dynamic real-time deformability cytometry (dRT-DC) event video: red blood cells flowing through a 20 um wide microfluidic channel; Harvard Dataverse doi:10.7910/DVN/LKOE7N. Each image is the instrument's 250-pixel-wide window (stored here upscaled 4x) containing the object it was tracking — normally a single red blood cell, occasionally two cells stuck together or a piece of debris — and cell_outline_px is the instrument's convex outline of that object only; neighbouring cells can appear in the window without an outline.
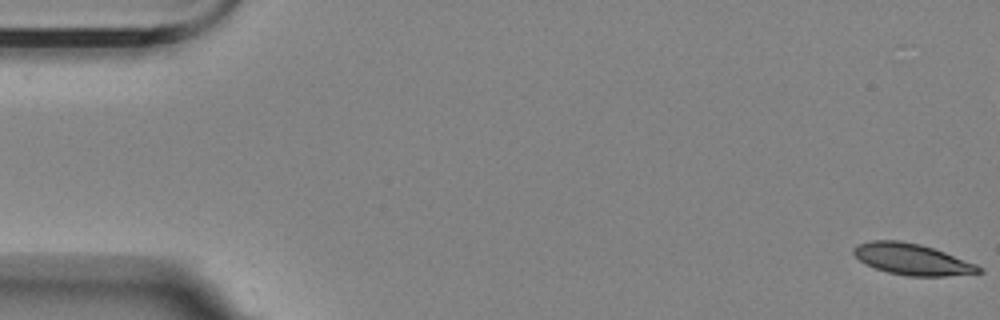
{"species": "Egyptian fruit bat (a non-hibernating species)", "species_latin": "Rousettus aegyptiacus", "temperature_condition": "room temperature", "stored_images_in_passage": 59, "camera_frame_rate_fps": 3000, "um_per_image_px": 0.085, "animal": {"sex": "female"}, "frame": {"image": 1, "passage_image": 1, "time_ms": 0.0, "image_size_px": [1000, 320], "cell_outline_px": [[984, 272], [948, 276], [908, 276], [888, 272], [864, 264], [852, 252], [852, 248], [856, 244], [872, 240], [900, 240], [920, 244], [944, 252], [976, 264], [984, 268]], "centroid_in_image_um": [77.52, 22.03], "position_along_channel_um": 7.5, "area_um2": 22.83}}
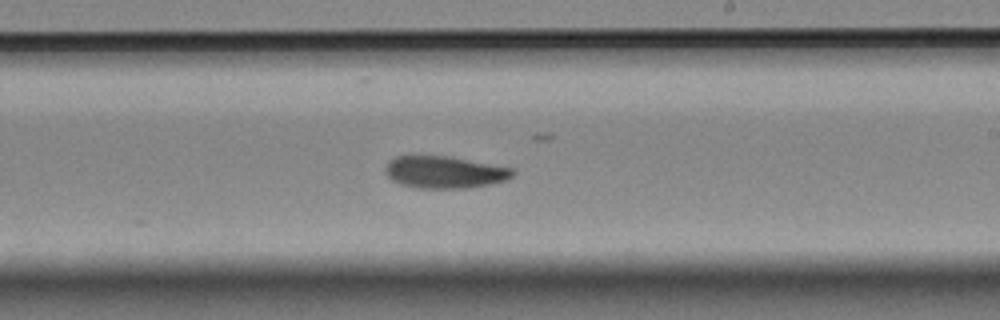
{"frame": {"image": 2, "passage_image": 34, "time_ms": 11.0, "image_size_px": [1000, 320], "cell_outline_px": [[516, 172], [508, 180], [492, 184], [468, 188], [416, 188], [400, 184], [392, 180], [384, 172], [384, 168], [388, 160], [396, 156], [448, 156], [512, 168]], "centroid_in_image_um": [37.77, 14.64], "position_along_channel_um": 251.2, "area_um2": 23.99}}
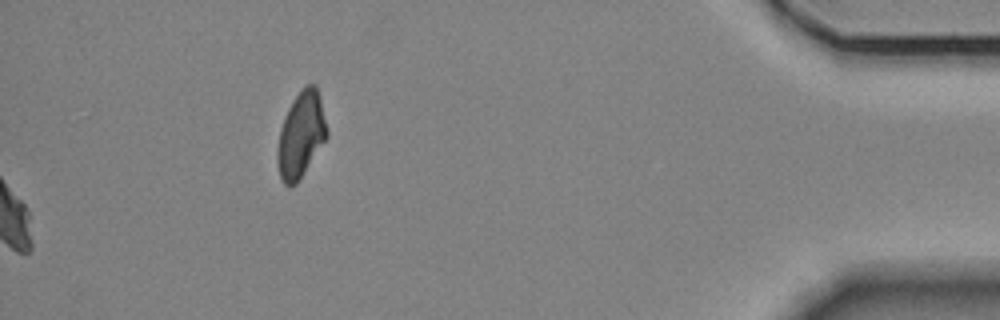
{"frame": {"image": 3, "passage_image": 59, "time_ms": 19.333, "image_size_px": [1000, 320], "cell_outline_px": [[328, 136], [296, 184], [288, 188], [284, 184], [280, 176], [276, 160], [276, 152], [280, 128], [284, 116], [292, 100], [300, 88], [304, 84], [316, 84], [320, 96], [328, 132]], "centroid_in_image_um": [25.56, 11.43], "position_along_channel_um": 409.6, "area_um2": 24.97}, "authors_computed_cell_mechanics": {"area_um2": 23.8136, "velocity_mm_per_s": 3.4513, "shape_relaxation_time_tau1_ms": 4.9588, "shape_relaxation_time_tau2_ms": null, "deformation_change_tau1": 0.1195, "deformation_change_tau2": null}}